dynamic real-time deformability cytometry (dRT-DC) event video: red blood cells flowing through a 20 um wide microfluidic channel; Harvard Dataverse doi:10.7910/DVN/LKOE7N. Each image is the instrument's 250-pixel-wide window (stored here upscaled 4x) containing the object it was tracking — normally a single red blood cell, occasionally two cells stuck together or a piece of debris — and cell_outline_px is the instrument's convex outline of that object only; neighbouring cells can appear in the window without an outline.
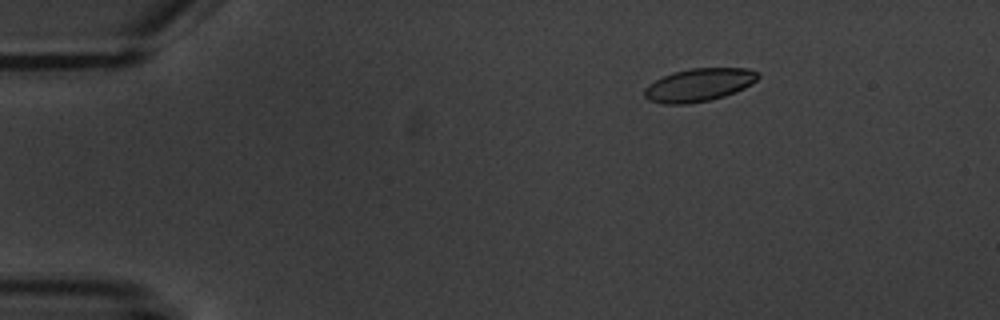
{"species": "common noctule bat (a hibernating species)", "species_latin": "Nyctalus noctula", "temperature_condition": "warm", "stored_images_in_passage": 6, "camera_frame_rate_fps": 3000, "um_per_image_px": 0.085, "animal": {"sex": "male", "body_mass_g": 20.1, "forearm_length_mm": 53.5}, "frame": {"image": 1, "passage_image": 3, "time_ms": 2.333, "image_size_px": [1000, 320], "cell_outline_px": [[760, 76], [756, 80], [744, 88], [724, 96], [708, 100], [688, 104], [664, 104], [648, 100], [644, 96], [644, 88], [648, 84], [672, 72], [692, 68], [748, 68], [760, 72]], "centroid_in_image_um": [59.4, 7.21], "position_along_channel_um": 25.6, "area_um2": 21.85}}